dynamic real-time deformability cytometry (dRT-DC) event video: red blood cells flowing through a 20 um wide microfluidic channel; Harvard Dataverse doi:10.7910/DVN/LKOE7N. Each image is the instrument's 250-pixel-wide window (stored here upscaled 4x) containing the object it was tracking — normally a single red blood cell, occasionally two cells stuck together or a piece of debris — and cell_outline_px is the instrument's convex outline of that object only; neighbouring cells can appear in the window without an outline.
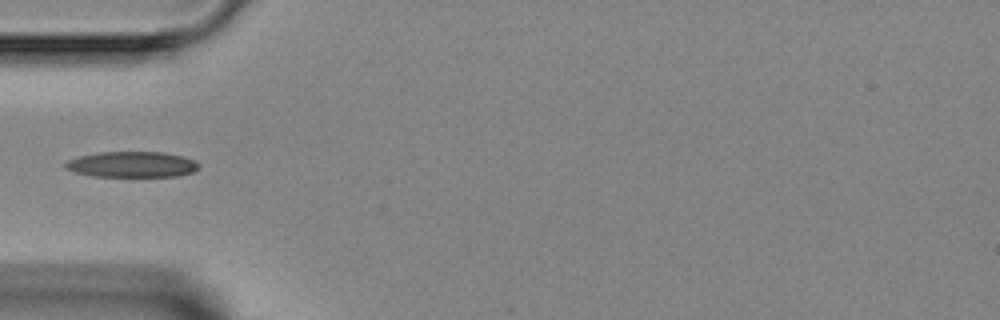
{"species": "Egyptian fruit bat (a non-hibernating species)", "species_latin": "Rousettus aegyptiacus", "temperature_condition": "room temperature", "stored_images_in_passage": 3, "camera_frame_rate_fps": 3000, "um_per_image_px": 0.085, "animal": {"sex": "female"}, "frame": {"image": 1, "passage_image": 3, "time_ms": 4.0, "image_size_px": [1000, 320], "cell_outline_px": [[200, 168], [192, 172], [176, 176], [92, 176], [76, 172], [64, 168], [64, 164], [68, 160], [80, 156], [100, 152], [164, 152], [180, 156], [192, 160], [200, 164]], "centroid_in_image_um": [11.21, 13.98], "position_along_channel_um": 73.8, "area_um2": 19.83}}